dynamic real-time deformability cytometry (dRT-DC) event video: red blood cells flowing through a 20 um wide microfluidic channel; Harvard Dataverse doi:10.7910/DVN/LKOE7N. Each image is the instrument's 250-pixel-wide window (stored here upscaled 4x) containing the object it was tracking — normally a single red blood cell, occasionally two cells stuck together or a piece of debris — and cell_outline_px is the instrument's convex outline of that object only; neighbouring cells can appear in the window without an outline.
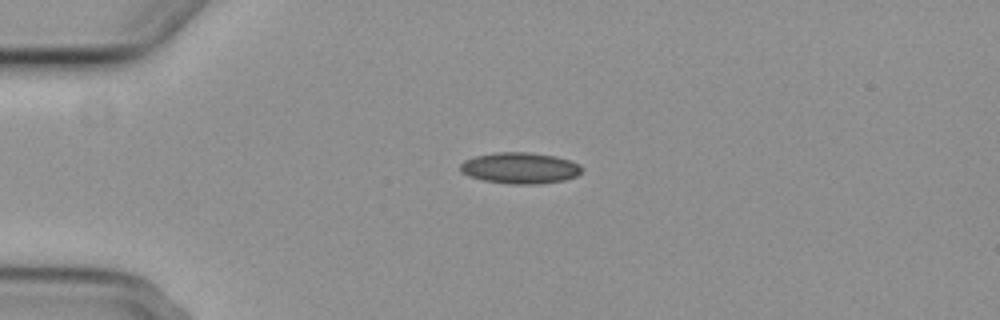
{"species": "common noctule bat (a hibernating species)", "species_latin": "Nyctalus noctula", "temperature_condition": "cold", "stored_images_in_passage": 3, "camera_frame_rate_fps": 3000, "um_per_image_px": 0.085, "animal": {"sex": "female", "body_mass_g": 29.2, "forearm_length_mm": 56.3}, "frame": {"image": 1, "passage_image": 1, "time_ms": 0.0, "image_size_px": [1000, 320], "cell_outline_px": [[580, 172], [576, 176], [564, 180], [540, 184], [512, 184], [484, 180], [468, 176], [460, 172], [460, 164], [464, 160], [476, 156], [496, 152], [528, 152], [556, 156], [580, 164]], "centroid_in_image_um": [44.17, 14.28], "position_along_channel_um": 40.8, "area_um2": 22.02}}
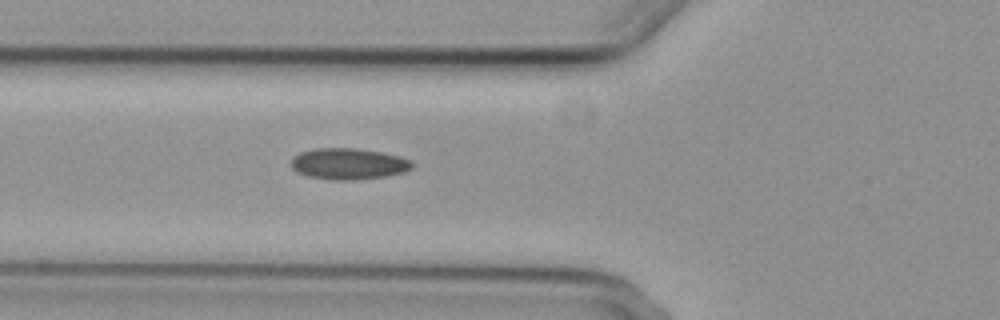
{"frame": {"image": 2, "passage_image": 3, "time_ms": 2.333, "image_size_px": [1000, 320], "cell_outline_px": [[412, 168], [404, 172], [388, 176], [356, 180], [332, 180], [308, 176], [296, 172], [292, 168], [292, 156], [300, 152], [316, 148], [356, 148], [380, 152], [400, 156], [412, 160]], "centroid_in_image_um": [29.62, 13.93], "position_along_channel_um": 96.2, "area_um2": 22.2}}